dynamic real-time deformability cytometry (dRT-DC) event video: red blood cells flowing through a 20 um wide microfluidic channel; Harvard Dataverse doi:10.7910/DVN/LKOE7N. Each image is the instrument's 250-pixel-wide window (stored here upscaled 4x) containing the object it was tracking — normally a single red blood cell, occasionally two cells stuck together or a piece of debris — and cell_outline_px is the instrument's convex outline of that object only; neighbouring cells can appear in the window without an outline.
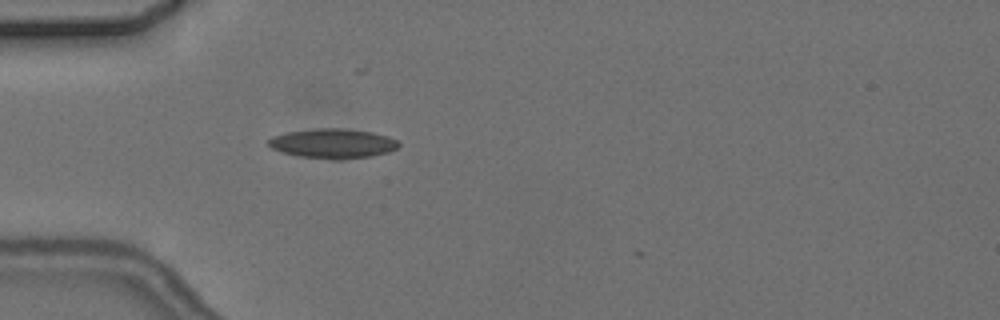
{"species": "common noctule bat (a hibernating species)", "species_latin": "Nyctalus noctula", "temperature_condition": "cold", "stored_images_in_passage": 2, "camera_frame_rate_fps": 3000, "um_per_image_px": 0.085, "animal": {"sex": "female", "body_mass_g": 24.6, "forearm_length_mm": 56.2}, "frame": {"image": 1, "passage_image": 2, "time_ms": 1.333, "image_size_px": [1000, 320], "cell_outline_px": [[400, 144], [396, 148], [388, 152], [372, 156], [340, 160], [332, 160], [300, 156], [280, 152], [272, 148], [268, 144], [268, 140], [272, 136], [288, 132], [316, 128], [344, 128], [372, 132], [388, 136], [396, 140]], "centroid_in_image_um": [28.29, 12.2], "position_along_channel_um": 56.7, "area_um2": 22.6}}